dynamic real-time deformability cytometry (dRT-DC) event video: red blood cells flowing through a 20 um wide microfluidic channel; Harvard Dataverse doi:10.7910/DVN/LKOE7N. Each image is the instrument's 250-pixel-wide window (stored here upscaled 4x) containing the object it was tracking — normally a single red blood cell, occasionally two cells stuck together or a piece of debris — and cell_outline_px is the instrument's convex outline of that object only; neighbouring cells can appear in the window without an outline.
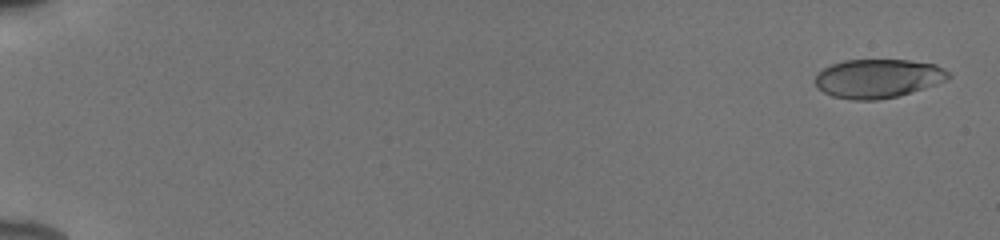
{"species": "human", "species_latin": "Homo sapiens", "temperature_condition": "cold", "stored_images_in_passage": 55, "camera_frame_rate_fps": 3000, "um_per_image_px": 0.085, "donor": {"sex": "male"}, "frame": {"image": 1, "passage_image": 2, "time_ms": 0.333, "image_size_px": [1000, 240], "cell_outline_px": [[952, 76], [948, 80], [896, 96], [876, 100], [852, 100], [832, 96], [816, 88], [816, 72], [832, 64], [844, 60], [908, 60], [936, 64], [944, 68]], "centroid_in_image_um": [74.61, 6.66], "position_along_channel_um": 10.4, "area_um2": 30.11}}
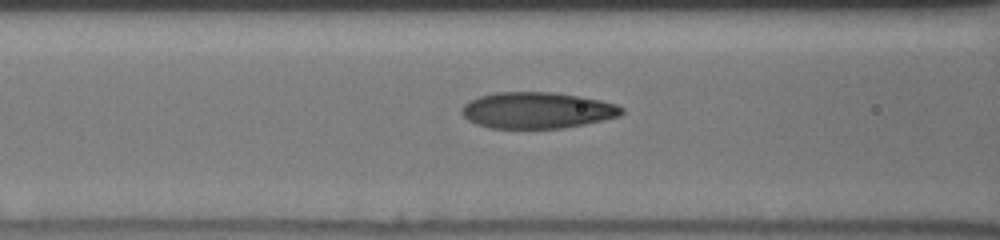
{"frame": {"image": 2, "passage_image": 25, "time_ms": 8.0, "image_size_px": [1000, 240], "cell_outline_px": [[624, 112], [620, 116], [604, 120], [564, 128], [488, 128], [476, 124], [468, 120], [460, 112], [460, 108], [464, 104], [480, 96], [496, 92], [556, 92], [580, 96], [600, 100], [616, 104], [624, 108]], "centroid_in_image_um": [45.66, 9.38], "position_along_channel_um": 120.9, "area_um2": 33.99}}
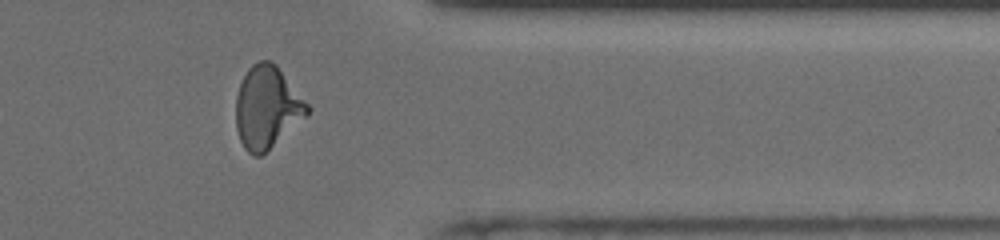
{"frame": {"image": 3, "passage_image": 46, "time_ms": 15.0, "image_size_px": [1000, 240], "cell_outline_px": [[312, 108], [304, 116], [260, 156], [252, 156], [244, 148], [240, 140], [236, 128], [236, 96], [240, 84], [248, 68], [252, 64], [260, 60], [272, 60], [276, 64]], "centroid_in_image_um": [22.67, 9.08], "position_along_channel_um": 388.7, "area_um2": 33.7}, "authors_computed_cell_mechanics": {"area_um2": 32.657, "velocity_mm_per_s": 3.9234, "shape_relaxation_time_tau1_ms": 4.9356, "shape_relaxation_time_tau2_ms": 1.0106, "deformation_change_tau1": 0.1784, "deformation_change_tau2": 0.0633}}